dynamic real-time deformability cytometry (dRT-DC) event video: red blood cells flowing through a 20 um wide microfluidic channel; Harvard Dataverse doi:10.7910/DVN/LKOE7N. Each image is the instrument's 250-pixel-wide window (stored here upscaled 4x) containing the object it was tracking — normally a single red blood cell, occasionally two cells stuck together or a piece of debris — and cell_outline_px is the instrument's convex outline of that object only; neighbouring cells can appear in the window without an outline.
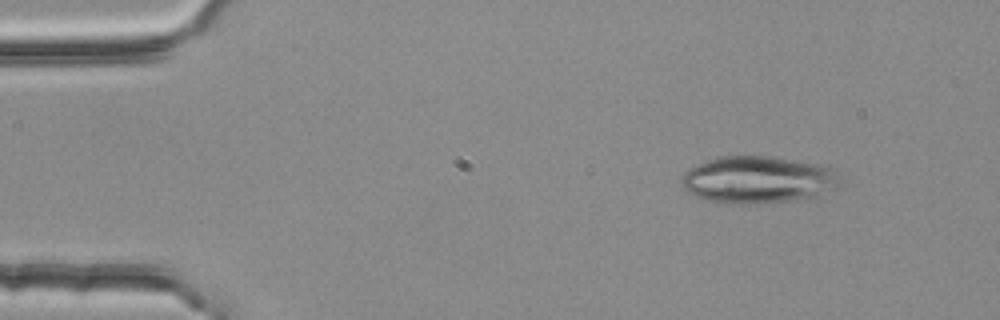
{"species": "common noctule bat (a hibernating species)", "species_latin": "Nyctalus noctula", "temperature_condition": "room temperature", "stored_images_in_passage": 3, "camera_frame_rate_fps": 3000, "um_per_image_px": 0.085, "animal": {"sex": "female", "body_mass_g": 25.1}, "frame": {"image": 1, "passage_image": 1, "time_ms": 0.0, "image_size_px": [1000, 320], "cell_outline_px": [[840, 188], [816, 200], [756, 204], [724, 204], [708, 200], [696, 196], [688, 192], [680, 184], [680, 180], [684, 172], [716, 156], [768, 156], [816, 164], [832, 168], [836, 172], [840, 180]], "centroid_in_image_um": [64.52, 15.33], "position_along_channel_um": 20.5, "area_um2": 44.68}}